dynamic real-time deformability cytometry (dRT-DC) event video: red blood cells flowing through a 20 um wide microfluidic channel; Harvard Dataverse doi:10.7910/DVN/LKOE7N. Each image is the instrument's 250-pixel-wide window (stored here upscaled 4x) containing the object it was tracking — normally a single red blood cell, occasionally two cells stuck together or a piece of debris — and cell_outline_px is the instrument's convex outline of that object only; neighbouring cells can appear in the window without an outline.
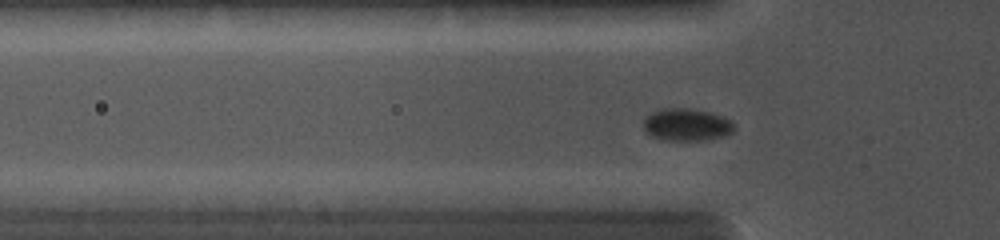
{"species": "common noctule bat (a hibernating species)", "species_latin": "Nyctalus noctula", "temperature_condition": "cold", "stored_images_in_passage": 49, "camera_frame_rate_fps": 5000, "um_per_image_px": 0.085, "animal": {"sex": "female", "body_mass_g": 19.0, "forearm_length_mm": 56.7}, "frame": {"image": 1, "passage_image": 19, "time_ms": 3.6, "image_size_px": [1000, 240], "cell_outline_px": [[736, 128], [732, 132], [724, 136], [708, 140], [664, 140], [648, 136], [644, 128], [644, 116], [660, 108], [692, 108], [712, 112], [732, 120]], "centroid_in_image_um": [58.36, 10.59], "position_along_channel_um": 67.4, "area_um2": 17.57}}
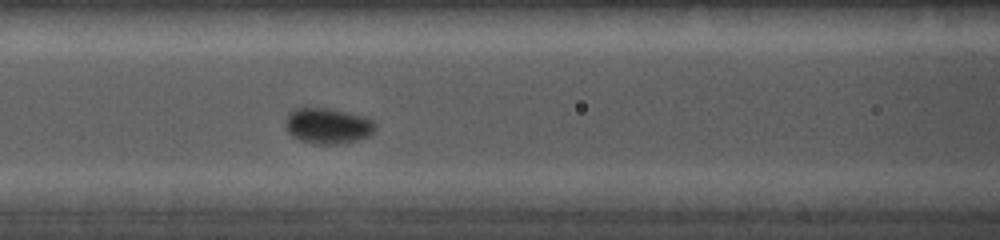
{"frame": {"image": 2, "passage_image": 24, "time_ms": 5.2, "image_size_px": [1000, 240], "cell_outline_px": [[376, 128], [368, 136], [356, 140], [336, 144], [312, 144], [300, 140], [292, 136], [288, 132], [284, 120], [288, 112], [292, 108], [328, 108], [348, 112], [364, 116], [372, 120], [376, 124]], "centroid_in_image_um": [27.82, 10.68], "position_along_channel_um": 138.8, "area_um2": 18.84}}
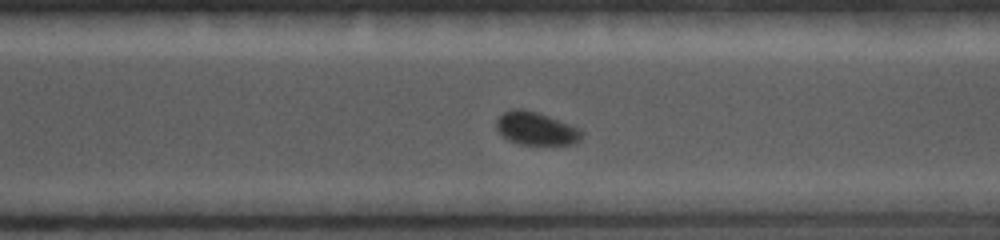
{"frame": {"image": 3, "passage_image": 42, "time_ms": 9.4, "image_size_px": [1000, 240], "cell_outline_px": [[580, 140], [572, 144], [520, 144], [508, 140], [496, 128], [496, 120], [504, 112], [512, 108], [524, 108], [548, 116], [580, 128]], "centroid_in_image_um": [45.52, 10.91], "position_along_channel_um": 325.1, "area_um2": 16.18}}